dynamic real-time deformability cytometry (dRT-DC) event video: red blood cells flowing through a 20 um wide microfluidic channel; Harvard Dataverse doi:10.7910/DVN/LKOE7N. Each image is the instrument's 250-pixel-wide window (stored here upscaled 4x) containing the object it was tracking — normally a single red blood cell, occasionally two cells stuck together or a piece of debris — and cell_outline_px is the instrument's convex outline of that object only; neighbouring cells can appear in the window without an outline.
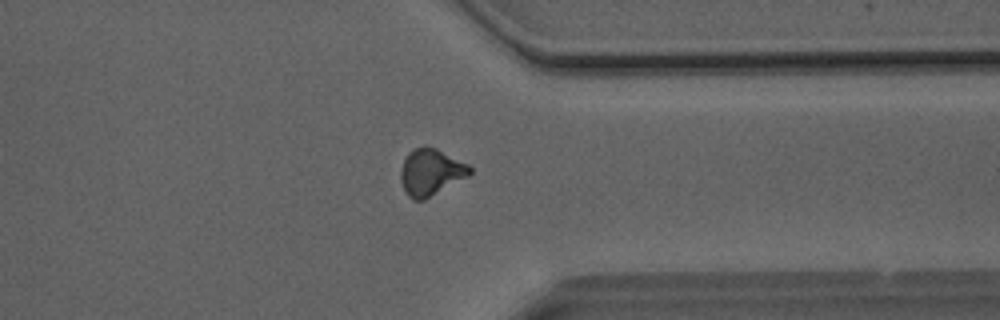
{"species": "Egyptian fruit bat (a non-hibernating species)", "species_latin": "Rousettus aegyptiacus", "temperature_condition": "room temperature", "stored_images_in_passage": 44, "camera_frame_rate_fps": 3000, "um_per_image_px": 0.085, "animal": {"sex": "male"}, "frame": {"image": 1, "passage_image": 34, "time_ms": 11.0, "image_size_px": [1000, 320], "cell_outline_px": [[472, 172], [468, 176], [424, 200], [412, 200], [404, 192], [400, 180], [400, 172], [404, 160], [408, 152], [412, 148], [424, 144], [428, 144], [468, 164], [472, 168]], "centroid_in_image_um": [36.59, 14.61], "position_along_channel_um": 374.8, "area_um2": 19.07}}
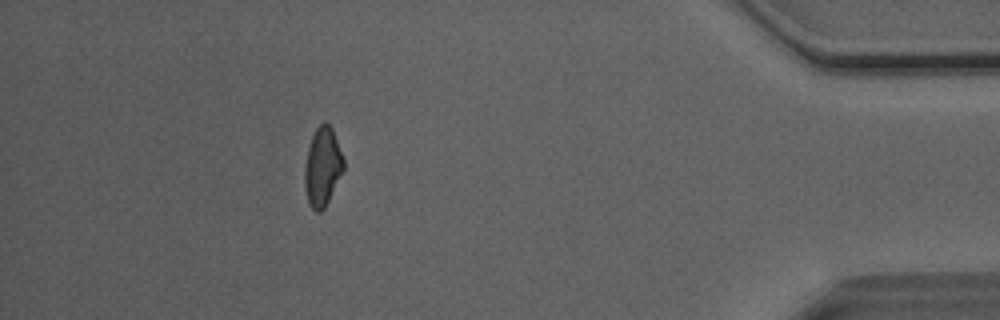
{"frame": {"image": 2, "passage_image": 40, "time_ms": 13.0, "image_size_px": [1000, 320], "cell_outline_px": [[344, 168], [324, 208], [320, 212], [316, 212], [308, 204], [304, 184], [304, 168], [308, 148], [312, 136], [316, 128], [324, 120], [332, 128], [344, 160]], "centroid_in_image_um": [27.39, 14.17], "position_along_channel_um": 407.8, "area_um2": 17.69}, "authors_computed_cell_mechanics": {"area_um2": 18.3515, "velocity_mm_per_s": 4.0832, "shape_relaxation_time_tau1_ms": null, "shape_relaxation_time_tau2_ms": 1.7372, "deformation_change_tau1": null, "deformation_change_tau2": 0.0824}}